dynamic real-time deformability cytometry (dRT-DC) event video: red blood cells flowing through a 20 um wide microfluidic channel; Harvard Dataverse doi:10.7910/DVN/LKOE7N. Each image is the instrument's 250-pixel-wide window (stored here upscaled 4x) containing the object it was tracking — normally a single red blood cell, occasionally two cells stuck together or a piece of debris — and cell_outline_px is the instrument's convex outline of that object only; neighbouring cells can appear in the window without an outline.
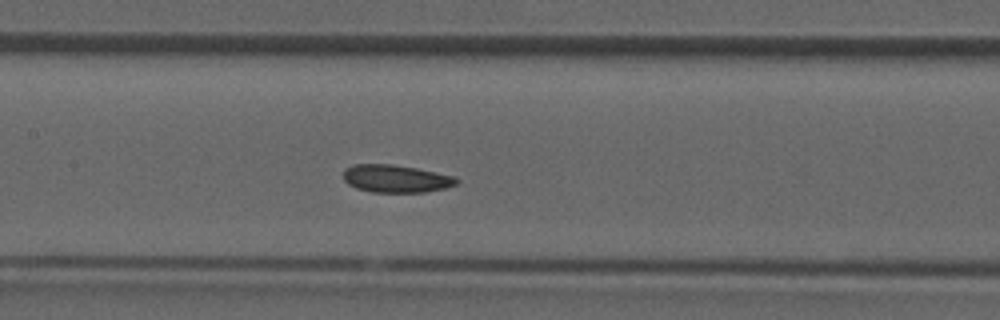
{"species": "common noctule bat (a hibernating species)", "species_latin": "Nyctalus noctula", "temperature_condition": "room temperature", "stored_images_in_passage": 28, "camera_frame_rate_fps": 3000, "um_per_image_px": 0.085, "animal": {"sex": "male", "forearm_length_mm": 52.5}, "frame": {"image": 1, "passage_image": 9, "time_ms": 2.667, "image_size_px": [1000, 320], "cell_outline_px": [[460, 180], [456, 184], [444, 188], [424, 192], [372, 192], [356, 188], [348, 184], [344, 180], [344, 168], [352, 164], [392, 164], [416, 168], [456, 176]], "centroid_in_image_um": [33.64, 15.18], "position_along_channel_um": 173.8, "area_um2": 18.32}}